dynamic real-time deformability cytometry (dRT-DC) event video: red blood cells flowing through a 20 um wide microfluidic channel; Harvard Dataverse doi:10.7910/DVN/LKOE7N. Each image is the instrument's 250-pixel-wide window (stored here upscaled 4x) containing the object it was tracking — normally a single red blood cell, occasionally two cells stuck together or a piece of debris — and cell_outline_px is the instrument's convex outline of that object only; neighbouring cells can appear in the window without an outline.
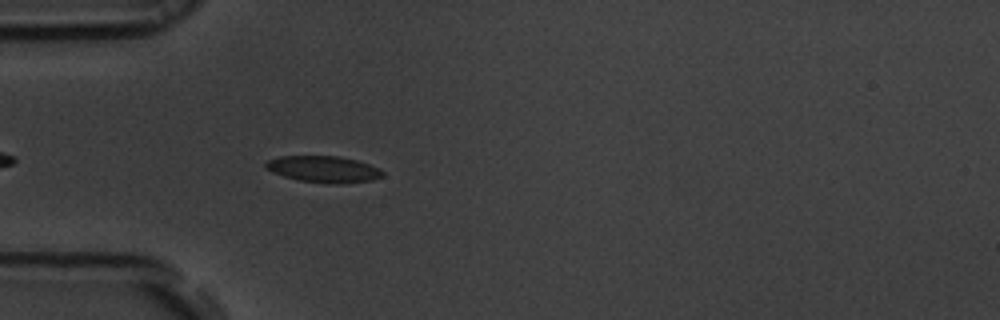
{"species": "common noctule bat (a hibernating species)", "species_latin": "Nyctalus noctula", "temperature_condition": "room temperature", "stored_images_in_passage": 36, "camera_frame_rate_fps": 3000, "um_per_image_px": 0.085, "animal": {"sex": "male", "body_mass_g": 19.5, "forearm_length_mm": 54.6}, "frame": {"image": 1, "passage_image": 5, "time_ms": 1.333, "image_size_px": [1000, 320], "cell_outline_px": [[384, 176], [372, 180], [336, 184], [328, 184], [300, 180], [284, 176], [272, 172], [264, 168], [264, 164], [268, 160], [280, 156], [340, 156], [356, 160], [380, 168], [384, 172]], "centroid_in_image_um": [27.51, 14.38], "position_along_channel_um": 57.5, "area_um2": 18.09}}
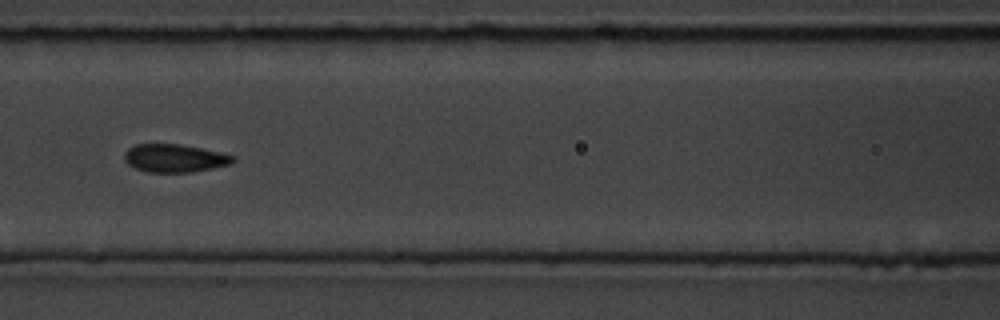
{"frame": {"image": 2, "passage_image": 13, "time_ms": 4.0, "image_size_px": [1000, 320], "cell_outline_px": [[236, 160], [232, 164], [192, 172], [148, 172], [136, 168], [128, 164], [124, 160], [124, 152], [128, 148], [136, 144], [180, 144], [220, 152], [236, 156]], "centroid_in_image_um": [14.86, 13.44], "position_along_channel_um": 151.7, "area_um2": 17.8}}
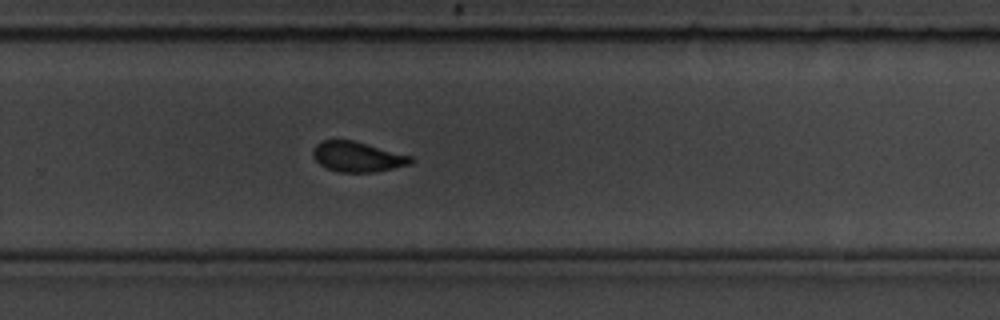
{"frame": {"image": 3, "passage_image": 25, "time_ms": 8.0, "image_size_px": [1000, 320], "cell_outline_px": [[412, 160], [408, 164], [376, 172], [340, 172], [328, 168], [320, 164], [312, 156], [312, 152], [316, 144], [320, 140], [352, 140], [368, 144], [412, 156]], "centroid_in_image_um": [30.34, 13.31], "position_along_channel_um": 299.5, "area_um2": 16.99}, "authors_computed_cell_mechanics": {"area_um2": 17.918, "velocity_mm_per_s": 3.7033, "shape_relaxation_time_tau1_ms": 3.5392, "shape_relaxation_time_tau2_ms": 0.7869, "deformation_change_tau1": 0.1051, "deformation_change_tau2": 0.0611}}